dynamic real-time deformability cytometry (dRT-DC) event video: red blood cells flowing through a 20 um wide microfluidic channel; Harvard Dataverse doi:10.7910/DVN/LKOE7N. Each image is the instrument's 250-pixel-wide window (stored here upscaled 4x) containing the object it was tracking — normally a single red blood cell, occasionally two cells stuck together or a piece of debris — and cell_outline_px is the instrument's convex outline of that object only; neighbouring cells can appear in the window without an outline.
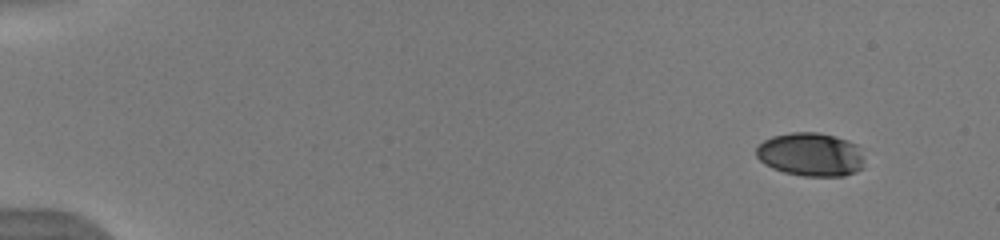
{"species": "human", "species_latin": "Homo sapiens", "temperature_condition": "warm", "stored_images_in_passage": 21, "camera_frame_rate_fps": 3000, "um_per_image_px": 0.085, "donor": {"sex": "male"}, "frame": {"image": 1, "passage_image": 3, "time_ms": 0.667, "image_size_px": [1000, 240], "cell_outline_px": [[864, 168], [856, 172], [844, 176], [804, 176], [784, 172], [772, 168], [764, 164], [756, 156], [756, 148], [764, 140], [772, 136], [792, 132], [820, 132], [848, 140], [856, 144]], "centroid_in_image_um": [68.88, 13.13], "position_along_channel_um": 16.1, "area_um2": 27.4}}
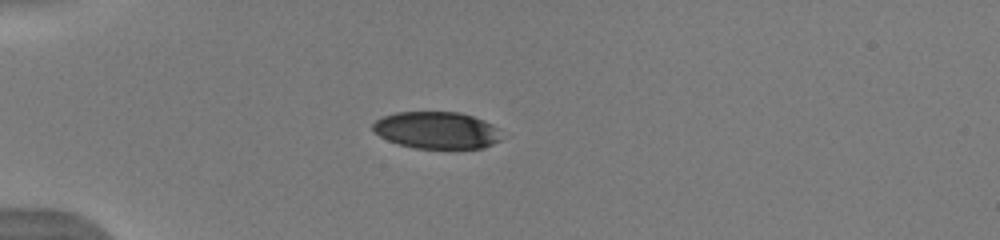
{"frame": {"image": 2, "passage_image": 14, "time_ms": 4.333, "image_size_px": [1000, 240], "cell_outline_px": [[512, 136], [484, 148], [416, 148], [400, 144], [388, 140], [372, 132], [372, 124], [376, 120], [384, 116], [396, 112], [460, 112], [484, 120], [500, 128]], "centroid_in_image_um": [37.25, 11.07], "position_along_channel_um": 47.8, "area_um2": 28.44}}
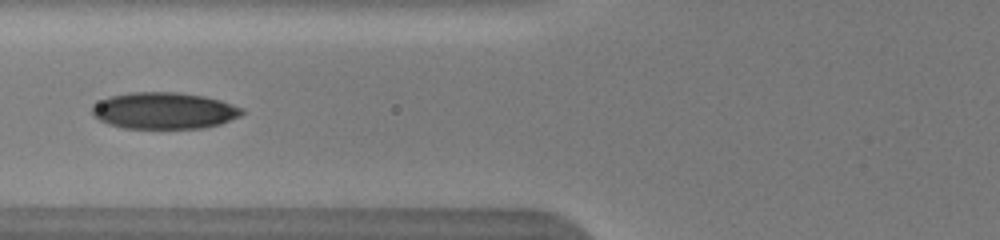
{"frame": {"image": 3, "passage_image": 19, "time_ms": 6.0, "image_size_px": [1000, 240], "cell_outline_px": [[244, 112], [240, 116], [220, 124], [204, 128], [124, 128], [108, 124], [92, 116], [92, 108], [100, 100], [108, 96], [128, 92], [180, 92], [204, 96], [220, 100], [244, 108]], "centroid_in_image_um": [13.95, 9.4], "position_along_channel_um": 111.9, "area_um2": 32.14}}